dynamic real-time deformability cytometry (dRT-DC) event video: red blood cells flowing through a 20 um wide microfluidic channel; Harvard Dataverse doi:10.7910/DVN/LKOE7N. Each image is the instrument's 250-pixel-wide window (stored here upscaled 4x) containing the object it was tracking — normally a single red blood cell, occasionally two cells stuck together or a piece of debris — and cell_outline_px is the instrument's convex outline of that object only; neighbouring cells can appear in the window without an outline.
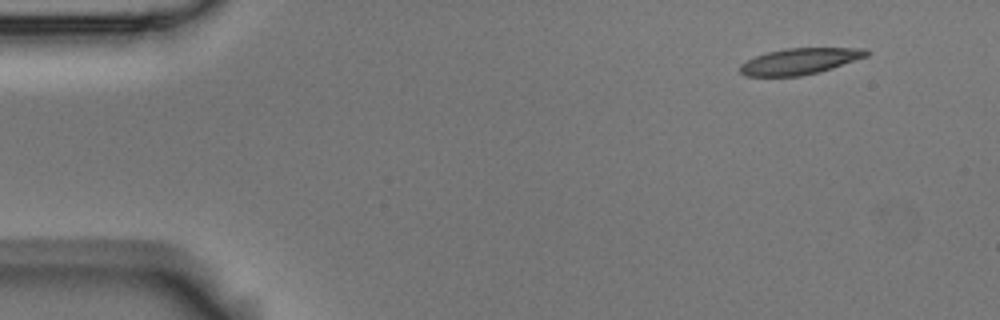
{"species": "Egyptian fruit bat (a non-hibernating species)", "species_latin": "Rousettus aegyptiacus", "temperature_condition": "room temperature", "stored_images_in_passage": 4, "camera_frame_rate_fps": 3000, "um_per_image_px": 0.085, "animal": {"sex": "male"}, "frame": {"image": 1, "passage_image": 1, "time_ms": 0.0, "image_size_px": [1000, 320], "cell_outline_px": [[868, 56], [820, 72], [800, 76], [744, 76], [740, 72], [740, 64], [756, 56], [768, 52], [784, 48], [868, 48]], "centroid_in_image_um": [67.99, 5.21], "position_along_channel_um": 17.0, "area_um2": 19.25}}
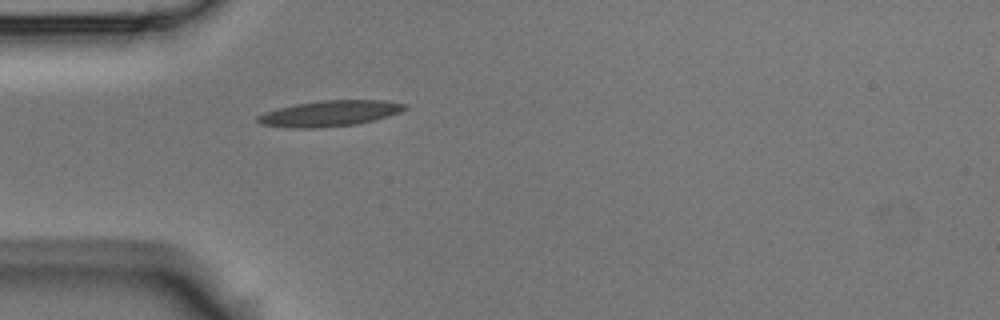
{"frame": {"image": 2, "passage_image": 4, "time_ms": 1.0, "image_size_px": [1000, 320], "cell_outline_px": [[408, 108], [400, 112], [388, 116], [356, 124], [316, 128], [292, 128], [260, 124], [256, 120], [256, 116], [264, 112], [296, 104], [324, 100], [384, 100], [408, 104]], "centroid_in_image_um": [28.04, 9.64], "position_along_channel_um": 57.0, "area_um2": 22.02}}